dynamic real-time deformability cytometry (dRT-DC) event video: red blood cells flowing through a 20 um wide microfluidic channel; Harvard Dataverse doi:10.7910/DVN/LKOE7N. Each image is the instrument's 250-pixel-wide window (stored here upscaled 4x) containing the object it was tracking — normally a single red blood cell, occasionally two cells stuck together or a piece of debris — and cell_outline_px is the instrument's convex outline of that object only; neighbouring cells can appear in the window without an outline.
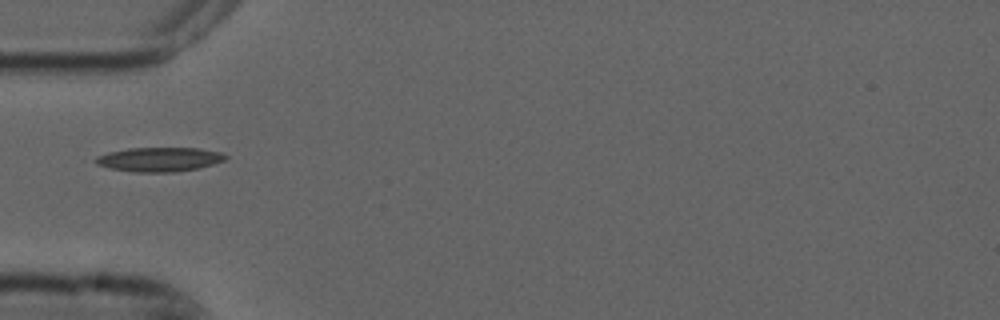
{"species": "common noctule bat (a hibernating species)", "species_latin": "Nyctalus noctula", "temperature_condition": "cold", "stored_images_in_passage": 1, "camera_frame_rate_fps": 3000, "um_per_image_px": 0.085, "animal": {"sex": "male", "forearm_length_mm": 52.5}, "frame": {"image": 1, "passage_image": 1, "time_ms": 0.0, "image_size_px": [1000, 320], "cell_outline_px": [[228, 156], [224, 160], [200, 168], [176, 172], [136, 172], [112, 168], [96, 164], [92, 160], [96, 156], [108, 152], [128, 148], [200, 148], [220, 152]], "centroid_in_image_um": [13.53, 13.54], "position_along_channel_um": 71.5, "area_um2": 18.38}}